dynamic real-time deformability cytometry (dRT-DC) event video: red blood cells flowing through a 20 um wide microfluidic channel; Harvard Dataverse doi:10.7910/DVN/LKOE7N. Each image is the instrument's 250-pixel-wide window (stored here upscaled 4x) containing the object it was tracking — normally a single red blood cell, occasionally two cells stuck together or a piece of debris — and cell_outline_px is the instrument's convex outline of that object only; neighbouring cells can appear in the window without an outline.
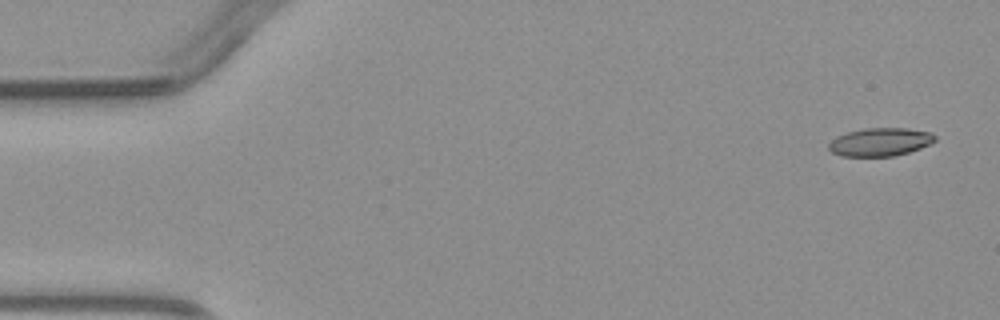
{"species": "common noctule bat (a hibernating species)", "species_latin": "Nyctalus noctula", "temperature_condition": "warm", "stored_images_in_passage": 4, "camera_frame_rate_fps": 3000, "um_per_image_px": 0.085, "animal": {"sex": "male", "body_mass_g": 23.1, "forearm_length_mm": 52.7}, "frame": {"image": 1, "passage_image": 1, "time_ms": 0.0, "image_size_px": [1000, 320], "cell_outline_px": [[936, 140], [932, 144], [908, 152], [892, 156], [840, 156], [832, 152], [828, 148], [828, 144], [836, 136], [848, 132], [864, 128], [908, 128], [932, 132], [936, 136]], "centroid_in_image_um": [74.84, 12.06], "position_along_channel_um": 10.2, "area_um2": 17.57}}
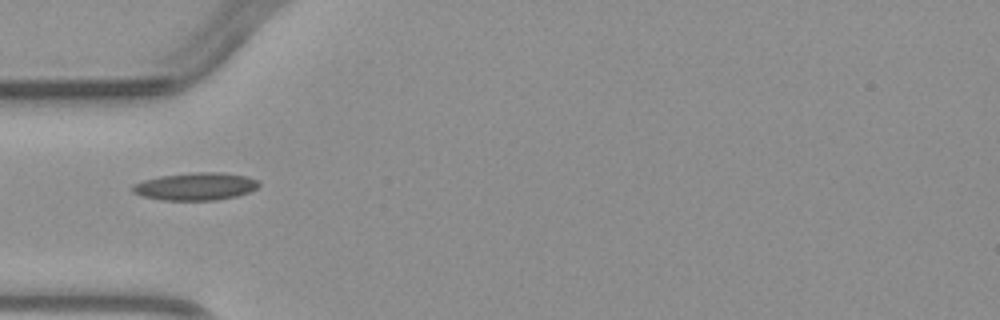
{"frame": {"image": 2, "passage_image": 4, "time_ms": 4.333, "image_size_px": [1000, 320], "cell_outline_px": [[260, 184], [256, 188], [248, 192], [236, 196], [216, 200], [160, 200], [144, 196], [132, 192], [132, 184], [144, 180], [160, 176], [196, 172], [224, 172], [248, 176], [256, 180]], "centroid_in_image_um": [16.62, 15.84], "position_along_channel_um": 68.4, "area_um2": 20.29}}